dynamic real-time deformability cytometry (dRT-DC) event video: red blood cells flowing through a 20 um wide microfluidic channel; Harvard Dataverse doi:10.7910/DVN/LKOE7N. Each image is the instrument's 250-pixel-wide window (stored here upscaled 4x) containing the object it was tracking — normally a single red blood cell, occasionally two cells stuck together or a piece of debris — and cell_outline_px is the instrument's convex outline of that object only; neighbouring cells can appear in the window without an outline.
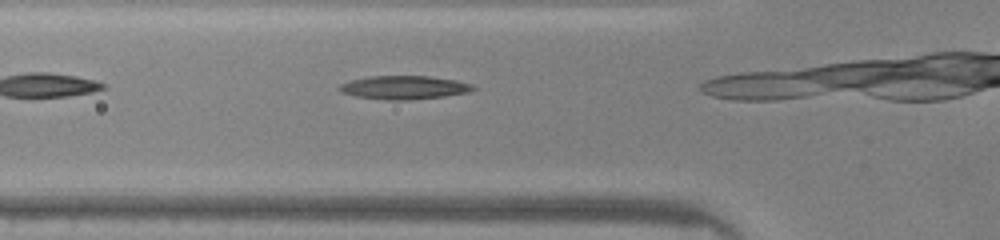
{"species": "common noctule bat (a hibernating species)", "species_latin": "Nyctalus noctula", "temperature_condition": "warm", "stored_images_in_passage": 5, "camera_frame_rate_fps": 3000, "um_per_image_px": 0.085, "animal": {"sex": "male", "body_mass_g": 20.0, "forearm_length_mm": 53.3}, "frame": {"image": 1, "passage_image": 2, "time_ms": 0.333, "image_size_px": [1000, 240], "cell_outline_px": [[476, 88], [468, 92], [444, 96], [408, 100], [388, 100], [356, 96], [340, 92], [336, 88], [340, 84], [352, 80], [368, 76], [428, 76], [456, 80], [472, 84]], "centroid_in_image_um": [34.32, 7.43], "position_along_channel_um": 91.5, "area_um2": 18.26}}